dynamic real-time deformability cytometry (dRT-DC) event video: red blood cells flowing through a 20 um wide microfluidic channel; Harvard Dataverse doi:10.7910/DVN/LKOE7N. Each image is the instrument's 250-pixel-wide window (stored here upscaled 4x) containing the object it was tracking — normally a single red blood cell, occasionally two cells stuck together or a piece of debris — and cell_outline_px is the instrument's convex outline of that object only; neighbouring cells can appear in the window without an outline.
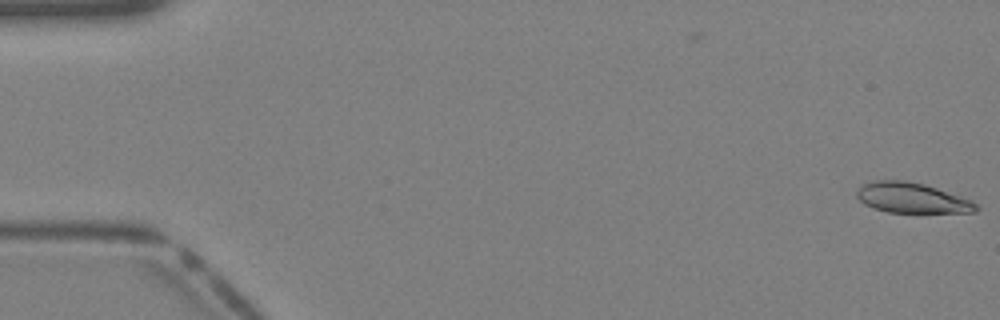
{"species": "Egyptian fruit bat (a non-hibernating species)", "species_latin": "Rousettus aegyptiacus", "temperature_condition": "warm", "stored_images_in_passage": 40, "camera_frame_rate_fps": 3000, "um_per_image_px": 0.085, "animal": {"sex": "female"}, "frame": {"image": 1, "passage_image": 1, "time_ms": 0.0, "image_size_px": [1000, 320], "cell_outline_px": [[980, 208], [976, 212], [888, 212], [864, 204], [856, 196], [856, 192], [864, 184], [872, 180], [904, 180], [924, 184], [972, 200]], "centroid_in_image_um": [77.52, 16.81], "position_along_channel_um": 7.5, "area_um2": 20.81}}
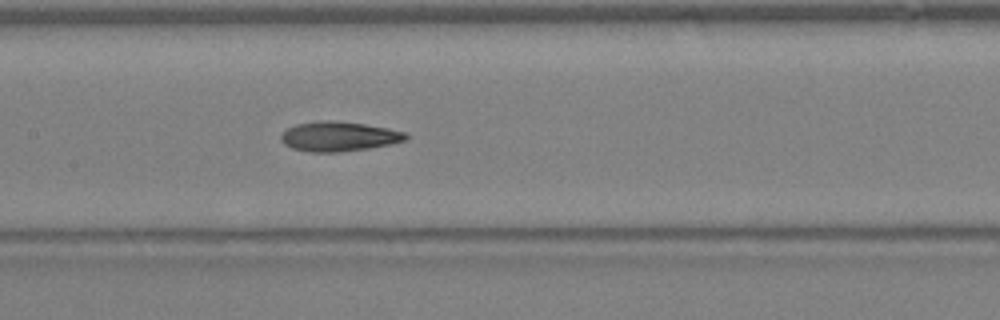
{"frame": {"image": 2, "passage_image": 20, "time_ms": 6.333, "image_size_px": [1000, 320], "cell_outline_px": [[408, 140], [392, 144], [368, 148], [340, 152], [308, 152], [292, 148], [284, 144], [280, 140], [280, 136], [288, 128], [296, 124], [324, 120], [328, 120], [364, 124], [388, 128], [408, 132]], "centroid_in_image_um": [28.83, 11.6], "position_along_channel_um": 178.6, "area_um2": 21.68}}
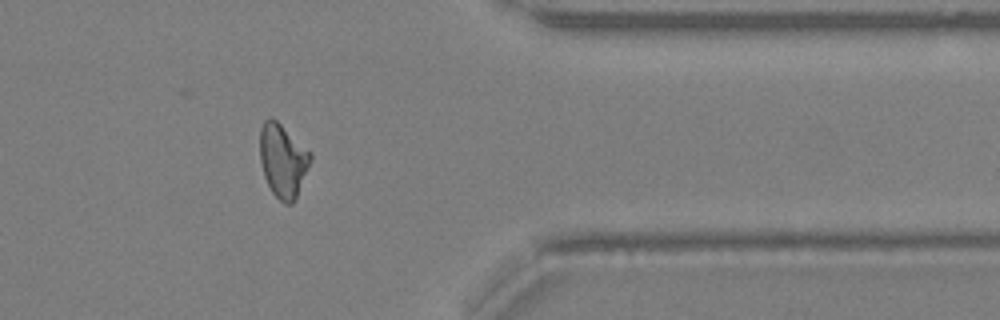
{"frame": {"image": 3, "passage_image": 33, "time_ms": 10.667, "image_size_px": [1000, 320], "cell_outline_px": [[312, 160], [296, 196], [292, 204], [284, 204], [272, 192], [264, 176], [260, 160], [260, 128], [264, 120], [268, 116], [272, 116], [312, 152]], "centroid_in_image_um": [24.04, 13.6], "position_along_channel_um": 387.4, "area_um2": 21.73}}